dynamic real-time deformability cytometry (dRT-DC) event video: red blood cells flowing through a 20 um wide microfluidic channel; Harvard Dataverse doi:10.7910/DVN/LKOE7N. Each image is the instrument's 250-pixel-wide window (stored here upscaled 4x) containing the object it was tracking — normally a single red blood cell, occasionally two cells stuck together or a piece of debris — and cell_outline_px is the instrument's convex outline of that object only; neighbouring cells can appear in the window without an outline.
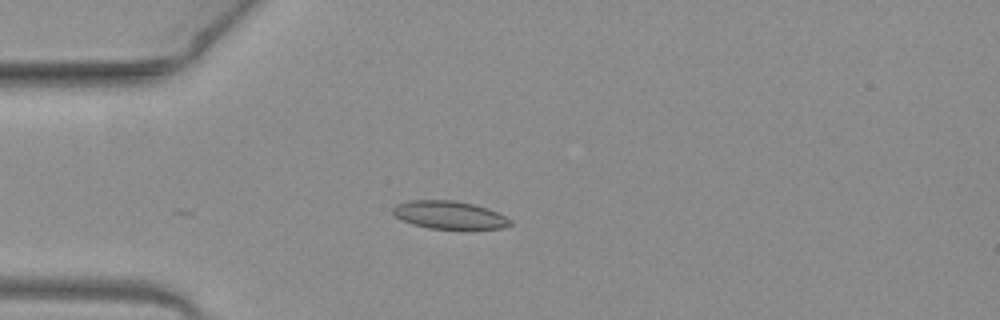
{"species": "common noctule bat (a hibernating species)", "species_latin": "Nyctalus noctula", "temperature_condition": "warm", "stored_images_in_passage": 12, "camera_frame_rate_fps": 3000, "um_per_image_px": 0.085, "animal": {"sex": "female", "body_mass_g": 19.3, "forearm_length_mm": 54.1}, "frame": {"image": 1, "passage_image": 1, "time_ms": 0.0, "image_size_px": [1000, 320], "cell_outline_px": [[512, 224], [504, 228], [464, 232], [428, 228], [412, 224], [396, 216], [392, 212], [392, 208], [396, 204], [408, 200], [452, 200], [472, 204], [488, 208], [512, 220]], "centroid_in_image_um": [38.25, 18.33], "position_along_channel_um": 46.8, "area_um2": 19.94}}
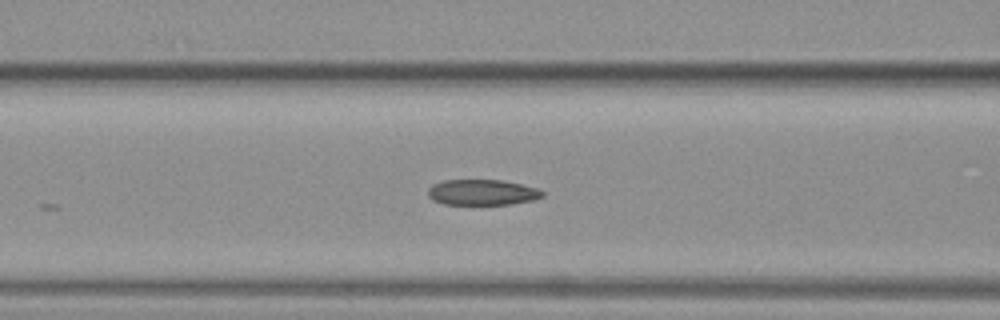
{"frame": {"image": 2, "passage_image": 8, "time_ms": 2.333, "image_size_px": [1000, 320], "cell_outline_px": [[544, 196], [536, 200], [512, 204], [444, 204], [432, 200], [428, 196], [428, 188], [432, 184], [444, 180], [504, 180], [540, 188], [544, 192]], "centroid_in_image_um": [41.03, 16.34], "position_along_channel_um": 125.6, "area_um2": 17.4}}
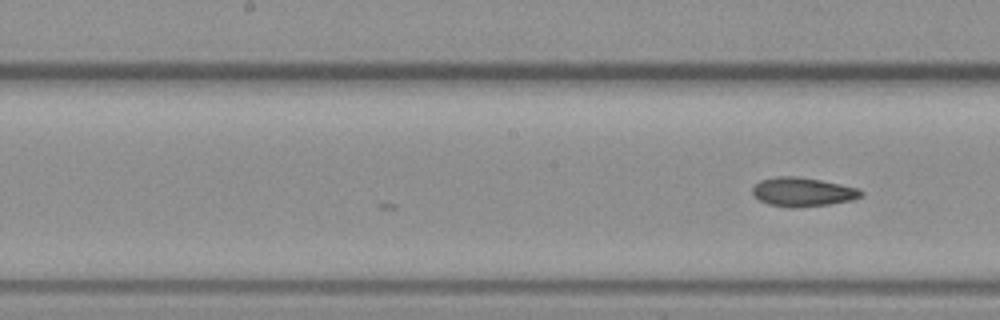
{"frame": {"image": 3, "passage_image": 12, "time_ms": 3.667, "image_size_px": [1000, 320], "cell_outline_px": [[864, 196], [852, 200], [828, 204], [788, 208], [768, 204], [760, 200], [752, 192], [752, 188], [760, 180], [776, 176], [796, 176], [820, 180], [860, 188], [864, 192]], "centroid_in_image_um": [68.26, 16.31], "position_along_channel_um": 179.9, "area_um2": 18.32}}